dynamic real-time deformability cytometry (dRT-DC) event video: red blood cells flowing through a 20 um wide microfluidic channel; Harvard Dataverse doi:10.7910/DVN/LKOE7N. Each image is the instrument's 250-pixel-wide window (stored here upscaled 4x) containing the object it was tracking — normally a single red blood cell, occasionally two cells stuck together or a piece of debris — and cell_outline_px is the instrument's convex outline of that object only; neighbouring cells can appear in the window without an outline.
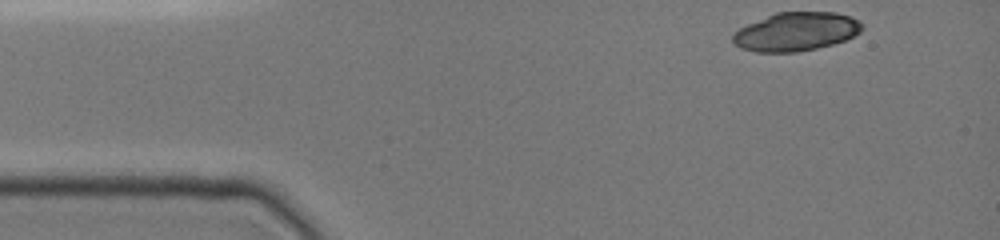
{"species": "common noctule bat (a hibernating species)", "species_latin": "Nyctalus noctula", "temperature_condition": "cold", "stored_images_in_passage": 5, "camera_frame_rate_fps": 3000, "um_per_image_px": 0.085, "animal": {"sex": "female", "body_mass_g": 19.0, "forearm_length_mm": 51.5}, "frame": {"image": 1, "passage_image": 1, "time_ms": 0.0, "image_size_px": [1000, 240], "cell_outline_px": [[864, 28], [860, 32], [844, 40], [832, 44], [816, 48], [796, 52], [756, 52], [740, 48], [732, 40], [732, 36], [740, 28], [748, 24], [776, 12], [836, 12], [852, 16], [864, 24]], "centroid_in_image_um": [67.7, 2.68], "position_along_channel_um": 17.3, "area_um2": 29.02}}